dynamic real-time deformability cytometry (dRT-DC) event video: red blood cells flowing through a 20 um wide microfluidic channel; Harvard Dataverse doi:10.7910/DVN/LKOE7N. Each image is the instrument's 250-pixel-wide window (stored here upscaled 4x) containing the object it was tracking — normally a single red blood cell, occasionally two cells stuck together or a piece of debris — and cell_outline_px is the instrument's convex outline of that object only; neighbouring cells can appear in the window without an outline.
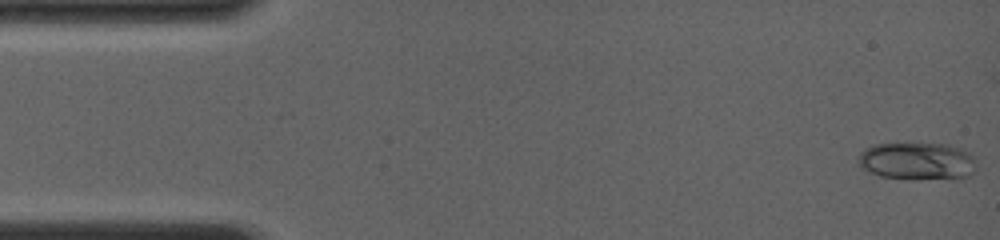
{"species": "common noctule bat (a hibernating species)", "species_latin": "Nyctalus noctula", "temperature_condition": "room temperature", "stored_images_in_passage": 86, "camera_frame_rate_fps": 4000, "um_per_image_px": 0.085, "animal": {"sex": "female", "body_mass_g": 19.0, "forearm_length_mm": 56.7}, "frame": {"image": 1, "passage_image": 1, "time_ms": 0.0, "image_size_px": [1000, 240], "cell_outline_px": [[976, 168], [968, 176], [956, 180], [908, 180], [880, 176], [856, 164], [860, 152], [864, 148], [872, 144], [948, 144], [960, 148], [968, 152], [972, 156]], "centroid_in_image_um": [77.97, 13.73], "position_along_channel_um": 7.0, "area_um2": 26.41}}
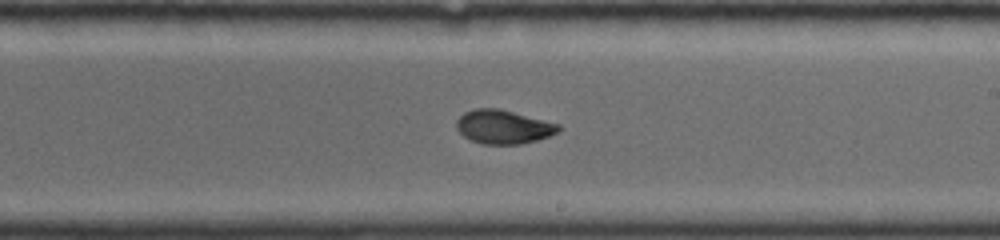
{"frame": {"image": 2, "passage_image": 51, "time_ms": 8.75, "image_size_px": [1000, 240], "cell_outline_px": [[560, 132], [536, 140], [520, 144], [484, 144], [472, 140], [464, 136], [456, 128], [456, 120], [464, 112], [476, 108], [500, 108], [560, 124]], "centroid_in_image_um": [42.79, 10.77], "position_along_channel_um": 246.2, "area_um2": 20.11}}
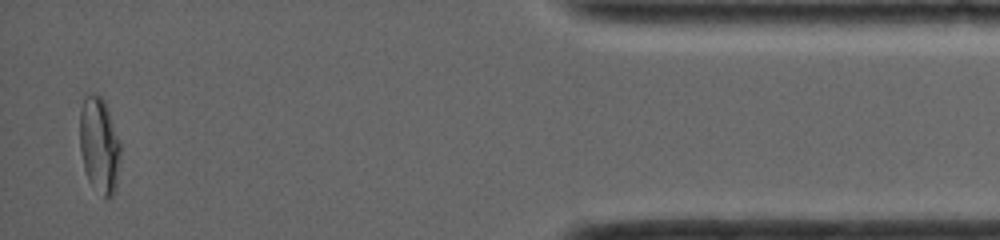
{"frame": {"image": 3, "passage_image": 83, "time_ms": 14.5, "image_size_px": [1000, 240], "cell_outline_px": [[120, 160], [116, 188], [112, 196], [104, 200], [88, 180], [84, 168], [80, 152], [80, 108], [84, 96], [92, 92], [96, 92], [104, 100], [120, 144]], "centroid_in_image_um": [8.42, 12.36], "position_along_channel_um": 426.8, "area_um2": 22.95}, "authors_computed_cell_mechanics": {"area_um2": 21.2993, "velocity_mm_per_s": 4.1227, "shape_relaxation_time_tau1_ms": null, "shape_relaxation_time_tau2_ms": 1.053, "deformation_change_tau1": null, "deformation_change_tau2": 0.0438}}